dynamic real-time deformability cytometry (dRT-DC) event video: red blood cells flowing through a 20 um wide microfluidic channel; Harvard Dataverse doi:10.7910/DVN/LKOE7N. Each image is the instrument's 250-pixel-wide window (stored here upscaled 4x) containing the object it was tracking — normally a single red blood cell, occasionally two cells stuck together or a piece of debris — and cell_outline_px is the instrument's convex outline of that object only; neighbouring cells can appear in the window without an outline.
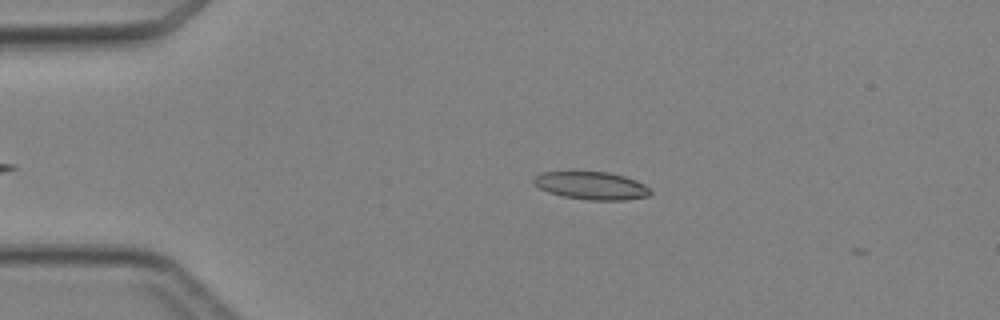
{"species": "Egyptian fruit bat (a non-hibernating species)", "species_latin": "Rousettus aegyptiacus", "temperature_condition": "cold", "stored_images_in_passage": 9, "camera_frame_rate_fps": 3000, "um_per_image_px": 0.085, "animal": {"sex": "female"}, "frame": {"image": 1, "passage_image": 5, "time_ms": 1.333, "image_size_px": [1000, 320], "cell_outline_px": [[652, 192], [648, 196], [624, 200], [588, 200], [564, 196], [548, 192], [540, 188], [532, 180], [536, 176], [544, 172], [608, 172], [624, 176], [636, 180], [644, 184]], "centroid_in_image_um": [50.3, 15.78], "position_along_channel_um": 34.7, "area_um2": 18.67}}